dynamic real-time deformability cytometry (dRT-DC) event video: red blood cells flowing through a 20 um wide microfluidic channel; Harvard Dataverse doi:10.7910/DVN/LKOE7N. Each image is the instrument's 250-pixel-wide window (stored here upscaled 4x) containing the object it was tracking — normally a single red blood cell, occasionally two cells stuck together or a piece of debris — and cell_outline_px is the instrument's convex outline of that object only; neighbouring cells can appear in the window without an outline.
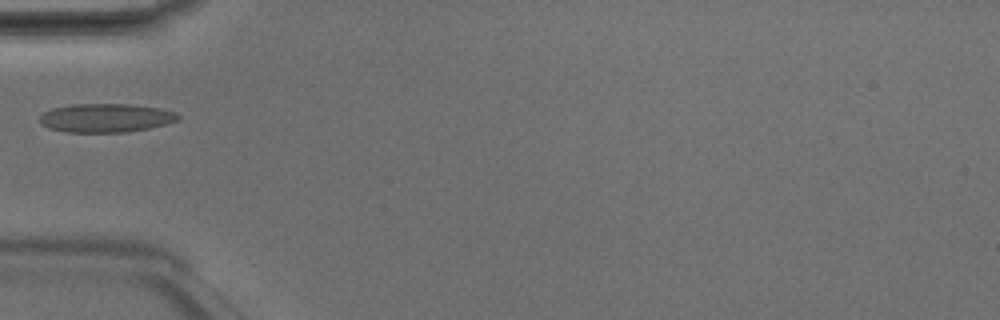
{"species": "Egyptian fruit bat (a non-hibernating species)", "species_latin": "Rousettus aegyptiacus", "temperature_condition": "room temperature", "stored_images_in_passage": 29, "camera_frame_rate_fps": 3000, "um_per_image_px": 0.085, "animal": {"sex": "male"}, "frame": {"image": 1, "passage_image": 1, "time_ms": 0.0, "image_size_px": [1000, 320], "cell_outline_px": [[180, 116], [176, 120], [164, 124], [148, 128], [124, 132], [64, 132], [48, 128], [40, 124], [40, 116], [44, 112], [52, 108], [72, 104], [128, 104], [160, 108], [176, 112]], "centroid_in_image_um": [8.95, 10.02], "position_along_channel_um": 76.1, "area_um2": 23.06}}
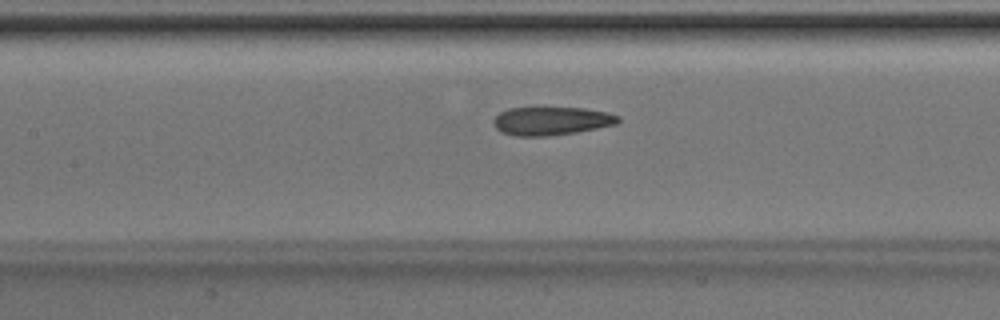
{"frame": {"image": 2, "passage_image": 7, "time_ms": 2.0, "image_size_px": [1000, 320], "cell_outline_px": [[620, 120], [616, 124], [576, 132], [548, 136], [516, 136], [504, 132], [496, 128], [492, 120], [500, 112], [508, 108], [584, 108], [608, 112], [620, 116]], "centroid_in_image_um": [46.88, 10.27], "position_along_channel_um": 160.5, "area_um2": 20.46}}
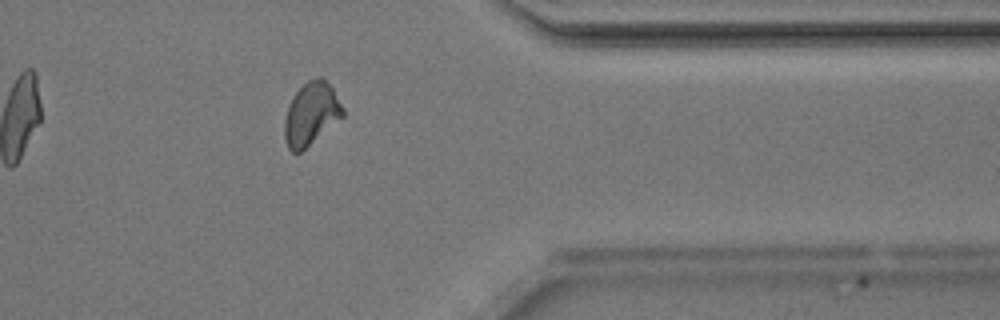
{"frame": {"image": 3, "passage_image": 24, "time_ms": 7.667, "image_size_px": [1000, 320], "cell_outline_px": [[344, 116], [300, 152], [292, 152], [288, 148], [284, 136], [284, 120], [288, 104], [296, 92], [308, 80], [320, 76], [324, 76], [332, 88], [344, 108]], "centroid_in_image_um": [26.44, 9.65], "position_along_channel_um": 385.0, "area_um2": 21.27}}